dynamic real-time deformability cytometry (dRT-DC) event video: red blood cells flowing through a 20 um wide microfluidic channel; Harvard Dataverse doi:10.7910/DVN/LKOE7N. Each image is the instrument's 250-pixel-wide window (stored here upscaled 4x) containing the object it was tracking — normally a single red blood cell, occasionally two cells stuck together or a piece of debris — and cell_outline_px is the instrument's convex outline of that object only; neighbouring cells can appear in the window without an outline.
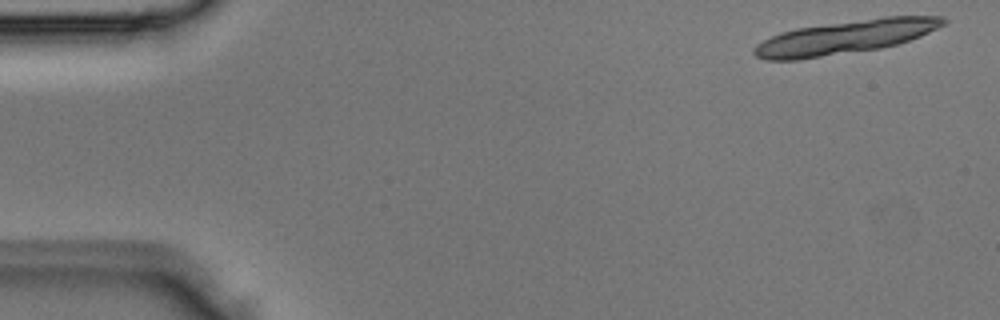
{"species": "Egyptian fruit bat (a non-hibernating species)", "species_latin": "Rousettus aegyptiacus", "temperature_condition": "room temperature", "stored_images_in_passage": 5, "camera_frame_rate_fps": 3000, "um_per_image_px": 0.085, "animal": {"sex": "male"}, "frame": {"image": 1, "passage_image": 1, "time_ms": 0.0, "image_size_px": [1000, 320], "cell_outline_px": [[948, 20], [944, 24], [920, 36], [896, 44], [880, 48], [800, 60], [764, 60], [756, 56], [752, 52], [752, 48], [756, 44], [780, 32], [796, 28], [884, 16], [944, 16]], "centroid_in_image_um": [71.8, 3.16], "position_along_channel_um": 13.2, "area_um2": 36.99}}